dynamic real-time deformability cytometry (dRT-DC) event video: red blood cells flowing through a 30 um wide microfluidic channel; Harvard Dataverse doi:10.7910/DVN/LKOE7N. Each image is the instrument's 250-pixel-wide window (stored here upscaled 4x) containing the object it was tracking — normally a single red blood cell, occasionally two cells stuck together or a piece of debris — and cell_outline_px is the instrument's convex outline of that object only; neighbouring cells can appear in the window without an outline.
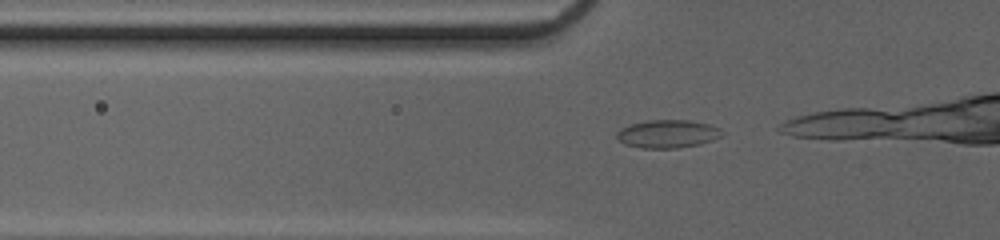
{"species": "common noctule bat (a hibernating species)", "species_latin": "Nyctalus noctula", "temperature_condition": "cold", "stored_images_in_passage": 16, "camera_frame_rate_fps": 3000, "um_per_image_px": 0.085, "animal": {"sex": "female", "body_mass_g": 20.0, "forearm_length_mm": 54.0}, "frame": {"image": 1, "passage_image": 12, "time_ms": 3.667, "image_size_px": [1000, 240], "cell_outline_px": [[724, 136], [700, 144], [676, 148], [640, 148], [624, 144], [616, 136], [616, 132], [620, 128], [632, 124], [648, 120], [688, 120], [708, 124], [720, 128], [724, 132]], "centroid_in_image_um": [56.77, 11.38], "position_along_channel_um": 69.0, "area_um2": 17.28}}